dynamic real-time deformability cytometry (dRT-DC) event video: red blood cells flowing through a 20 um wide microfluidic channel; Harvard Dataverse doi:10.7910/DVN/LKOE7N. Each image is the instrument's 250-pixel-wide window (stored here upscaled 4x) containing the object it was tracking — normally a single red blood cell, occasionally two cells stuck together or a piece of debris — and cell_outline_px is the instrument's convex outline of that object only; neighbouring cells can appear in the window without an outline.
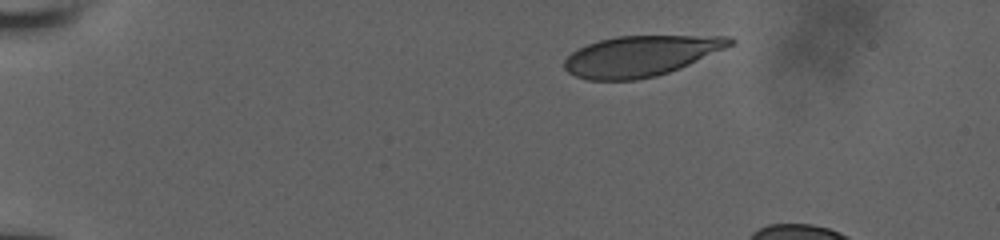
{"species": "human", "species_latin": "Homo sapiens", "temperature_condition": "room temperature", "stored_images_in_passage": 38, "camera_frame_rate_fps": 3000, "um_per_image_px": 0.085, "donor": {"sex": "male"}, "frame": {"image": 1, "passage_image": 1, "time_ms": 0.0, "image_size_px": [1000, 240], "cell_outline_px": [[736, 44], [680, 68], [656, 76], [636, 80], [588, 80], [576, 76], [568, 72], [564, 68], [564, 60], [572, 52], [588, 44], [600, 40], [616, 36], [732, 36], [736, 40]], "centroid_in_image_um": [54.5, 4.75], "position_along_channel_um": 30.5, "area_um2": 39.13}}
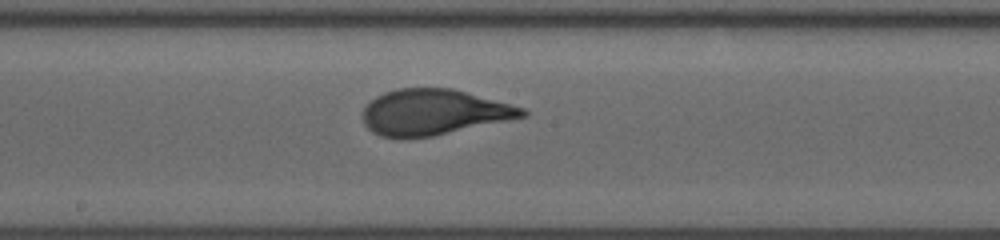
{"frame": {"image": 2, "passage_image": 22, "time_ms": 7.0, "image_size_px": [1000, 240], "cell_outline_px": [[528, 116], [432, 136], [380, 136], [372, 132], [364, 124], [360, 116], [364, 108], [376, 96], [384, 92], [396, 88], [452, 88], [524, 108], [528, 112]], "centroid_in_image_um": [36.84, 9.52], "position_along_channel_um": 211.4, "area_um2": 42.02}}
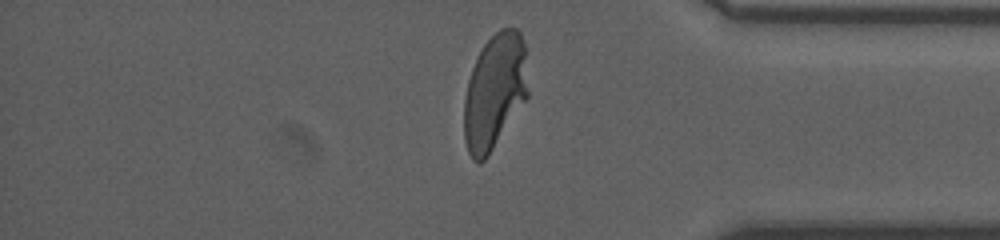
{"frame": {"image": 3, "passage_image": 37, "time_ms": 12.0, "image_size_px": [1000, 240], "cell_outline_px": [[528, 96], [488, 156], [480, 164], [476, 164], [472, 160], [468, 152], [464, 140], [464, 100], [468, 80], [472, 68], [484, 44], [500, 28], [516, 28], [520, 32], [524, 44], [528, 92]], "centroid_in_image_um": [42.03, 7.82], "position_along_channel_um": 393.2, "area_um2": 42.89}, "authors_computed_cell_mechanics": {"area_um2": 42.5986, "velocity_mm_per_s": 3.9144, "shape_relaxation_time_tau1_ms": 4.4724, "shape_relaxation_time_tau2_ms": null, "deformation_change_tau1": 0.2089, "deformation_change_tau2": null}}